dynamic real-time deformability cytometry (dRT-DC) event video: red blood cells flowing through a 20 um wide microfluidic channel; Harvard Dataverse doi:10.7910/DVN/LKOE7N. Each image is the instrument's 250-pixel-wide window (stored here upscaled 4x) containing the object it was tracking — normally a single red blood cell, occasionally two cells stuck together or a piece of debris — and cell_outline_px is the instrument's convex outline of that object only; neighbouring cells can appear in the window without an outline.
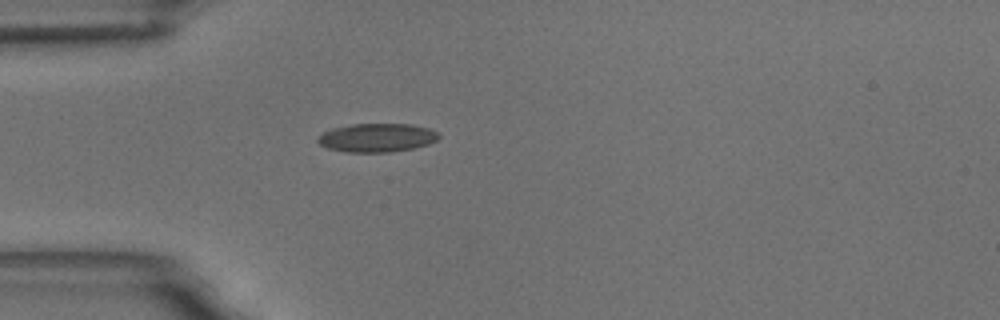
{"species": "common noctule bat (a hibernating species)", "species_latin": "Nyctalus noctula", "temperature_condition": "room temperature", "stored_images_in_passage": 1, "camera_frame_rate_fps": 3000, "um_per_image_px": 0.085, "animal": {"sex": "male", "body_mass_g": 18.8}, "frame": {"image": 1, "passage_image": 1, "time_ms": 0.0, "image_size_px": [1000, 320], "cell_outline_px": [[440, 136], [436, 140], [428, 144], [412, 148], [388, 152], [344, 152], [328, 148], [320, 144], [316, 140], [324, 132], [332, 128], [352, 124], [412, 124], [428, 128], [436, 132]], "centroid_in_image_um": [32.02, 11.7], "position_along_channel_um": 53.0, "area_um2": 20.0}}